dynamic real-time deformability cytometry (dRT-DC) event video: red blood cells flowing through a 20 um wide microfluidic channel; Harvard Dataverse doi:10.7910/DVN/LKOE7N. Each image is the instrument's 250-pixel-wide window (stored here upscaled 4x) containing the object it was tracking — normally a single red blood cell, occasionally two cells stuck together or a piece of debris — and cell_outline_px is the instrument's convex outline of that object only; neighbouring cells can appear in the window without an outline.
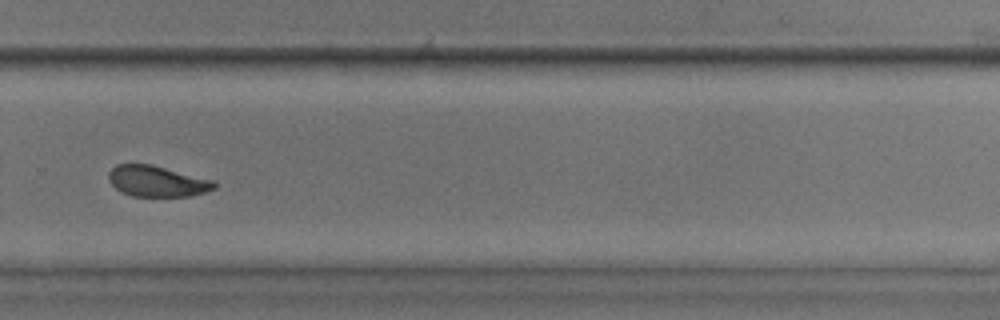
{"species": "common noctule bat (a hibernating species)", "species_latin": "Nyctalus noctula", "temperature_condition": "room temperature", "stored_images_in_passage": 32, "camera_frame_rate_fps": 3000, "um_per_image_px": 0.085, "animal": {"sex": "male", "body_mass_g": 17.9, "forearm_length_mm": 54.2}, "frame": {"image": 1, "passage_image": 22, "time_ms": 7.0, "image_size_px": [1000, 320], "cell_outline_px": [[216, 188], [204, 192], [188, 196], [132, 196], [120, 192], [108, 180], [108, 172], [116, 164], [152, 164], [212, 180], [216, 184]], "centroid_in_image_um": [13.3, 15.4], "position_along_channel_um": 316.5, "area_um2": 18.96}, "authors_computed_cell_mechanics": {"area_um2": 19.4497, "velocity_mm_per_s": 4.04, "shape_relaxation_time_tau1_ms": 4.0923, "shape_relaxation_time_tau2_ms": 1.9344, "deformation_change_tau1": 0.1143, "deformation_change_tau2": 0.0447}}